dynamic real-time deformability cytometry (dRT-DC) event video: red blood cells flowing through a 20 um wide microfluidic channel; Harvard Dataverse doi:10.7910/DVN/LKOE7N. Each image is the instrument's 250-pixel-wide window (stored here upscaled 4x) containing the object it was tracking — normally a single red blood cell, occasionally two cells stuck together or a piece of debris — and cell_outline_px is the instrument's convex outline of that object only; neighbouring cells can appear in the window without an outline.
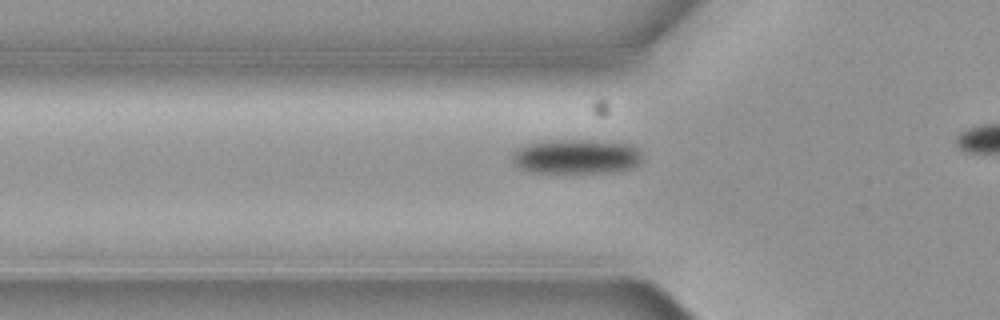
{"species": "common noctule bat (a hibernating species)", "species_latin": "Nyctalus noctula", "temperature_condition": "cold", "stored_images_in_passage": 3, "segment_of_instrument_passage": [2, 2], "camera_frame_rate_fps": 3000, "um_per_image_px": 0.085, "animal": {"sex": "female", "body_mass_g": 19.3, "forearm_length_mm": 54.1}, "frame": {"image": 1, "passage_image": 3, "time_ms": 0.667, "image_size_px": [1000, 320], "cell_outline_px": [[644, 160], [632, 168], [600, 172], [532, 172], [520, 168], [512, 160], [512, 156], [516, 148], [524, 144], [544, 140], [600, 140], [632, 144], [640, 148], [644, 156]], "centroid_in_image_um": [49.03, 13.27], "position_along_channel_um": 76.8, "area_um2": 26.59}}